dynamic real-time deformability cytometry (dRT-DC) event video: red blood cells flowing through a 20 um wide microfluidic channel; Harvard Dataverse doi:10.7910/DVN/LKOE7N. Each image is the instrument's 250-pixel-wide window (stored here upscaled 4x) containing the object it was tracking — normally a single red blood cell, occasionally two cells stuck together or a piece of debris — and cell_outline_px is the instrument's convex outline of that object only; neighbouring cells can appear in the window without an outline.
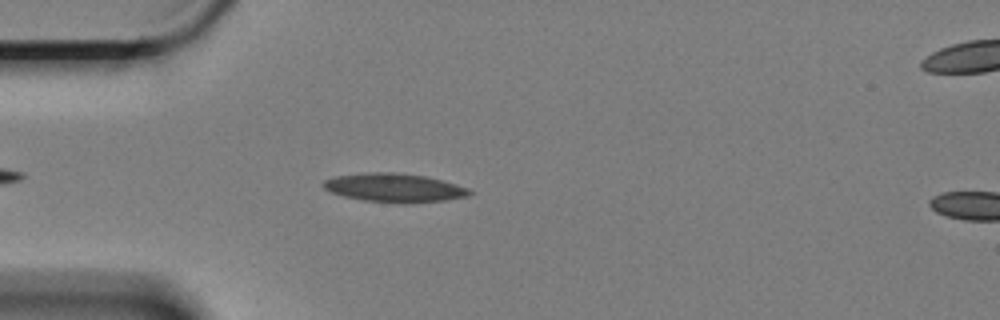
{"species": "Egyptian fruit bat (a non-hibernating species)", "species_latin": "Rousettus aegyptiacus", "temperature_condition": "cold", "stored_images_in_passage": 33, "camera_frame_rate_fps": 3000, "um_per_image_px": 0.085, "animal": {"sex": "female"}, "frame": {"image": 1, "passage_image": 5, "time_ms": 1.333, "image_size_px": [1000, 320], "cell_outline_px": [[472, 192], [468, 196], [444, 200], [364, 200], [344, 196], [332, 192], [324, 188], [320, 184], [324, 180], [336, 176], [372, 172], [392, 172], [424, 176], [456, 184], [468, 188]], "centroid_in_image_um": [33.46, 15.91], "position_along_channel_um": 51.5, "area_um2": 23.06}}
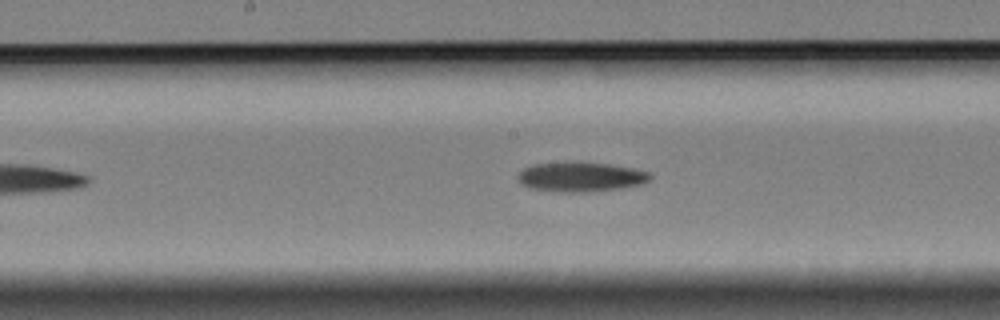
{"frame": {"image": 2, "passage_image": 19, "time_ms": 6.0, "image_size_px": [1000, 320], "cell_outline_px": [[652, 176], [644, 184], [620, 188], [588, 192], [564, 192], [528, 188], [520, 184], [516, 176], [524, 168], [532, 164], [608, 164], [632, 168], [648, 172]], "centroid_in_image_um": [49.35, 15.07], "position_along_channel_um": 198.9, "area_um2": 22.2}}
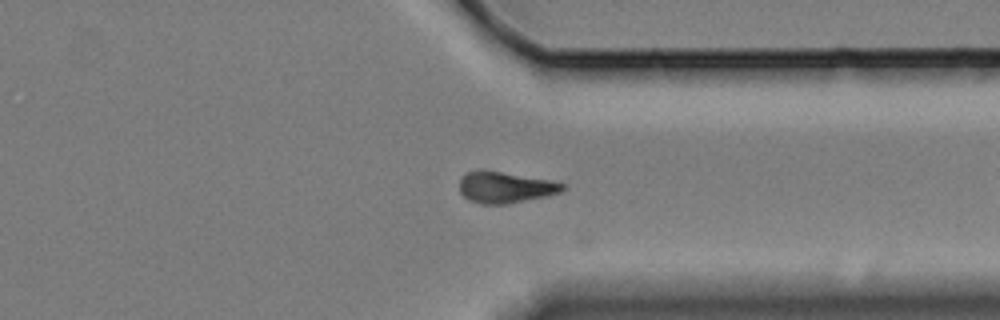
{"frame": {"image": 3, "passage_image": 30, "time_ms": 9.667, "image_size_px": [1000, 320], "cell_outline_px": [[564, 188], [560, 192], [544, 196], [508, 204], [480, 204], [468, 200], [460, 192], [460, 176], [464, 172], [480, 168], [484, 168], [548, 180], [564, 184]], "centroid_in_image_um": [42.84, 15.89], "position_along_channel_um": 368.6, "area_um2": 19.02}}